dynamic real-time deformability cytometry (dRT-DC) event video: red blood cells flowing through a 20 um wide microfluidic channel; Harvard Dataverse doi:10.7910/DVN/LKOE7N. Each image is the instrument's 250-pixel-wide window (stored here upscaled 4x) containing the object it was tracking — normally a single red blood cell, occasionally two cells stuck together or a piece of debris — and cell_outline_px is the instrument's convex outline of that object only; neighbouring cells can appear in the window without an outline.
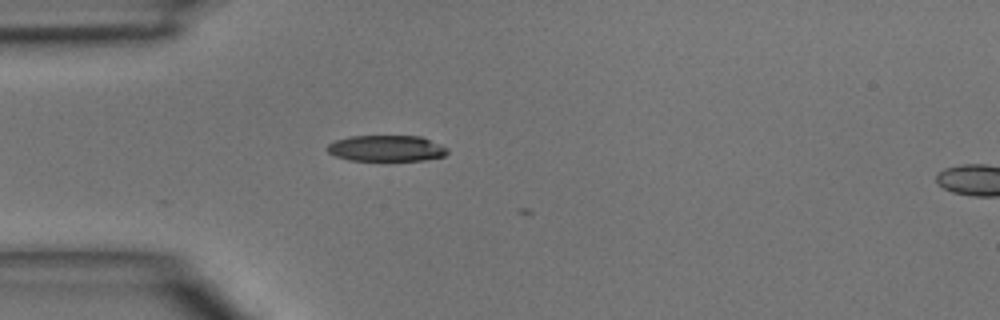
{"species": "common noctule bat (a hibernating species)", "species_latin": "Nyctalus noctula", "temperature_condition": "room temperature", "stored_images_in_passage": 5, "camera_frame_rate_fps": 3000, "um_per_image_px": 0.085, "animal": {"sex": "male", "body_mass_g": 15.6}, "frame": {"image": 1, "passage_image": 3, "time_ms": 0.667, "image_size_px": [1000, 320], "cell_outline_px": [[448, 152], [444, 156], [424, 160], [348, 160], [336, 156], [328, 152], [328, 144], [336, 140], [352, 136], [420, 136], [440, 144], [448, 148]], "centroid_in_image_um": [32.86, 12.61], "position_along_channel_um": 52.1, "area_um2": 18.09}}